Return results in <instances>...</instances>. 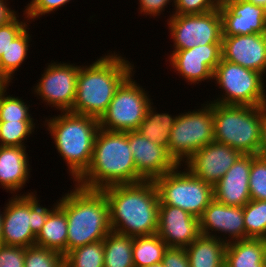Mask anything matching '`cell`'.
<instances>
[{"instance_id": "1", "label": "cell", "mask_w": 266, "mask_h": 267, "mask_svg": "<svg viewBox=\"0 0 266 267\" xmlns=\"http://www.w3.org/2000/svg\"><path fill=\"white\" fill-rule=\"evenodd\" d=\"M113 232L131 237L157 234L159 197L153 180L102 189Z\"/></svg>"}, {"instance_id": "2", "label": "cell", "mask_w": 266, "mask_h": 267, "mask_svg": "<svg viewBox=\"0 0 266 267\" xmlns=\"http://www.w3.org/2000/svg\"><path fill=\"white\" fill-rule=\"evenodd\" d=\"M134 64L120 54L107 53L90 65L80 66L73 113L100 119L120 85L134 73Z\"/></svg>"}, {"instance_id": "3", "label": "cell", "mask_w": 266, "mask_h": 267, "mask_svg": "<svg viewBox=\"0 0 266 267\" xmlns=\"http://www.w3.org/2000/svg\"><path fill=\"white\" fill-rule=\"evenodd\" d=\"M141 181L143 179L137 174L129 147L128 131L99 129L94 141L91 164L75 183L86 189L102 190L113 185Z\"/></svg>"}, {"instance_id": "4", "label": "cell", "mask_w": 266, "mask_h": 267, "mask_svg": "<svg viewBox=\"0 0 266 267\" xmlns=\"http://www.w3.org/2000/svg\"><path fill=\"white\" fill-rule=\"evenodd\" d=\"M64 195L58 206L67 217V253L103 240L112 231L109 203L102 190L86 189L75 183Z\"/></svg>"}, {"instance_id": "5", "label": "cell", "mask_w": 266, "mask_h": 267, "mask_svg": "<svg viewBox=\"0 0 266 267\" xmlns=\"http://www.w3.org/2000/svg\"><path fill=\"white\" fill-rule=\"evenodd\" d=\"M43 122L67 164L73 183L76 182L91 164L95 137L100 129L99 119L67 111L46 117Z\"/></svg>"}, {"instance_id": "6", "label": "cell", "mask_w": 266, "mask_h": 267, "mask_svg": "<svg viewBox=\"0 0 266 267\" xmlns=\"http://www.w3.org/2000/svg\"><path fill=\"white\" fill-rule=\"evenodd\" d=\"M214 141L242 154L259 155L263 106L225 105L212 102Z\"/></svg>"}, {"instance_id": "7", "label": "cell", "mask_w": 266, "mask_h": 267, "mask_svg": "<svg viewBox=\"0 0 266 267\" xmlns=\"http://www.w3.org/2000/svg\"><path fill=\"white\" fill-rule=\"evenodd\" d=\"M37 194L28 192L16 194L8 199L3 207L2 245L31 247L45 224L49 213L58 205V200L51 208L40 205Z\"/></svg>"}, {"instance_id": "8", "label": "cell", "mask_w": 266, "mask_h": 267, "mask_svg": "<svg viewBox=\"0 0 266 267\" xmlns=\"http://www.w3.org/2000/svg\"><path fill=\"white\" fill-rule=\"evenodd\" d=\"M180 169L181 165H177L172 171L153 180L159 203L181 208L200 218L214 199L213 186L195 177L187 168L184 171Z\"/></svg>"}, {"instance_id": "9", "label": "cell", "mask_w": 266, "mask_h": 267, "mask_svg": "<svg viewBox=\"0 0 266 267\" xmlns=\"http://www.w3.org/2000/svg\"><path fill=\"white\" fill-rule=\"evenodd\" d=\"M264 75L223 60L216 66L213 80L223 94L215 102L225 105L266 106Z\"/></svg>"}, {"instance_id": "10", "label": "cell", "mask_w": 266, "mask_h": 267, "mask_svg": "<svg viewBox=\"0 0 266 267\" xmlns=\"http://www.w3.org/2000/svg\"><path fill=\"white\" fill-rule=\"evenodd\" d=\"M205 103L199 109L178 114L170 132L167 151L178 165L214 141L212 102Z\"/></svg>"}, {"instance_id": "11", "label": "cell", "mask_w": 266, "mask_h": 267, "mask_svg": "<svg viewBox=\"0 0 266 267\" xmlns=\"http://www.w3.org/2000/svg\"><path fill=\"white\" fill-rule=\"evenodd\" d=\"M132 73L117 89L107 108L99 119L100 129L127 132L137 130L152 103L151 96L136 80Z\"/></svg>"}, {"instance_id": "12", "label": "cell", "mask_w": 266, "mask_h": 267, "mask_svg": "<svg viewBox=\"0 0 266 267\" xmlns=\"http://www.w3.org/2000/svg\"><path fill=\"white\" fill-rule=\"evenodd\" d=\"M167 19L174 50L221 44L222 17L218 9L203 14H170Z\"/></svg>"}, {"instance_id": "13", "label": "cell", "mask_w": 266, "mask_h": 267, "mask_svg": "<svg viewBox=\"0 0 266 267\" xmlns=\"http://www.w3.org/2000/svg\"><path fill=\"white\" fill-rule=\"evenodd\" d=\"M74 63L60 61L49 63L38 83L33 94H37L49 107H55L60 112L71 111L76 95L77 76L79 66Z\"/></svg>"}, {"instance_id": "14", "label": "cell", "mask_w": 266, "mask_h": 267, "mask_svg": "<svg viewBox=\"0 0 266 267\" xmlns=\"http://www.w3.org/2000/svg\"><path fill=\"white\" fill-rule=\"evenodd\" d=\"M171 52L168 56L171 68L191 85L213 80V73L222 58L221 44L199 45Z\"/></svg>"}, {"instance_id": "15", "label": "cell", "mask_w": 266, "mask_h": 267, "mask_svg": "<svg viewBox=\"0 0 266 267\" xmlns=\"http://www.w3.org/2000/svg\"><path fill=\"white\" fill-rule=\"evenodd\" d=\"M242 153L223 143L212 141L195 152L186 162L195 177L214 186L235 163Z\"/></svg>"}, {"instance_id": "16", "label": "cell", "mask_w": 266, "mask_h": 267, "mask_svg": "<svg viewBox=\"0 0 266 267\" xmlns=\"http://www.w3.org/2000/svg\"><path fill=\"white\" fill-rule=\"evenodd\" d=\"M243 220V207L228 206L213 199L199 218L200 232L202 235L218 238L226 244L242 240L245 239ZM217 232L221 235L217 236Z\"/></svg>"}, {"instance_id": "17", "label": "cell", "mask_w": 266, "mask_h": 267, "mask_svg": "<svg viewBox=\"0 0 266 267\" xmlns=\"http://www.w3.org/2000/svg\"><path fill=\"white\" fill-rule=\"evenodd\" d=\"M223 36L266 33V9L245 0H221Z\"/></svg>"}, {"instance_id": "18", "label": "cell", "mask_w": 266, "mask_h": 267, "mask_svg": "<svg viewBox=\"0 0 266 267\" xmlns=\"http://www.w3.org/2000/svg\"><path fill=\"white\" fill-rule=\"evenodd\" d=\"M128 141L137 174L143 180H154L178 165L164 146L151 142L137 130L128 131Z\"/></svg>"}, {"instance_id": "19", "label": "cell", "mask_w": 266, "mask_h": 267, "mask_svg": "<svg viewBox=\"0 0 266 267\" xmlns=\"http://www.w3.org/2000/svg\"><path fill=\"white\" fill-rule=\"evenodd\" d=\"M157 234L167 247L186 248L201 235L199 218L181 208L160 205Z\"/></svg>"}, {"instance_id": "20", "label": "cell", "mask_w": 266, "mask_h": 267, "mask_svg": "<svg viewBox=\"0 0 266 267\" xmlns=\"http://www.w3.org/2000/svg\"><path fill=\"white\" fill-rule=\"evenodd\" d=\"M222 59L266 75V33L223 36Z\"/></svg>"}, {"instance_id": "21", "label": "cell", "mask_w": 266, "mask_h": 267, "mask_svg": "<svg viewBox=\"0 0 266 267\" xmlns=\"http://www.w3.org/2000/svg\"><path fill=\"white\" fill-rule=\"evenodd\" d=\"M252 155L242 154L213 186L214 199L228 206L243 207L250 201L249 175Z\"/></svg>"}, {"instance_id": "22", "label": "cell", "mask_w": 266, "mask_h": 267, "mask_svg": "<svg viewBox=\"0 0 266 267\" xmlns=\"http://www.w3.org/2000/svg\"><path fill=\"white\" fill-rule=\"evenodd\" d=\"M26 147L0 146V187L13 193L24 188L31 170ZM15 193V194H14Z\"/></svg>"}, {"instance_id": "23", "label": "cell", "mask_w": 266, "mask_h": 267, "mask_svg": "<svg viewBox=\"0 0 266 267\" xmlns=\"http://www.w3.org/2000/svg\"><path fill=\"white\" fill-rule=\"evenodd\" d=\"M226 243L212 236L200 235L185 248L190 267H224Z\"/></svg>"}, {"instance_id": "24", "label": "cell", "mask_w": 266, "mask_h": 267, "mask_svg": "<svg viewBox=\"0 0 266 267\" xmlns=\"http://www.w3.org/2000/svg\"><path fill=\"white\" fill-rule=\"evenodd\" d=\"M265 239L247 238L227 243L224 267H264Z\"/></svg>"}, {"instance_id": "25", "label": "cell", "mask_w": 266, "mask_h": 267, "mask_svg": "<svg viewBox=\"0 0 266 267\" xmlns=\"http://www.w3.org/2000/svg\"><path fill=\"white\" fill-rule=\"evenodd\" d=\"M67 217L57 205L48 215L35 239V245L67 254Z\"/></svg>"}, {"instance_id": "26", "label": "cell", "mask_w": 266, "mask_h": 267, "mask_svg": "<svg viewBox=\"0 0 266 267\" xmlns=\"http://www.w3.org/2000/svg\"><path fill=\"white\" fill-rule=\"evenodd\" d=\"M152 105L153 103L147 108L145 118L137 131L151 142L164 146L168 150L170 132L178 115L172 117L169 113H158Z\"/></svg>"}, {"instance_id": "27", "label": "cell", "mask_w": 266, "mask_h": 267, "mask_svg": "<svg viewBox=\"0 0 266 267\" xmlns=\"http://www.w3.org/2000/svg\"><path fill=\"white\" fill-rule=\"evenodd\" d=\"M103 241L104 267H134L133 237L111 231Z\"/></svg>"}, {"instance_id": "28", "label": "cell", "mask_w": 266, "mask_h": 267, "mask_svg": "<svg viewBox=\"0 0 266 267\" xmlns=\"http://www.w3.org/2000/svg\"><path fill=\"white\" fill-rule=\"evenodd\" d=\"M167 248L158 234L133 237L134 267H145L162 262Z\"/></svg>"}, {"instance_id": "29", "label": "cell", "mask_w": 266, "mask_h": 267, "mask_svg": "<svg viewBox=\"0 0 266 267\" xmlns=\"http://www.w3.org/2000/svg\"><path fill=\"white\" fill-rule=\"evenodd\" d=\"M28 29V30H27ZM31 36L27 27L20 35H18L9 45L6 52L0 58V73L12 82L13 76L18 68L23 65L27 59L28 50L30 48Z\"/></svg>"}, {"instance_id": "30", "label": "cell", "mask_w": 266, "mask_h": 267, "mask_svg": "<svg viewBox=\"0 0 266 267\" xmlns=\"http://www.w3.org/2000/svg\"><path fill=\"white\" fill-rule=\"evenodd\" d=\"M65 267H104V241L75 248L64 256Z\"/></svg>"}, {"instance_id": "31", "label": "cell", "mask_w": 266, "mask_h": 267, "mask_svg": "<svg viewBox=\"0 0 266 267\" xmlns=\"http://www.w3.org/2000/svg\"><path fill=\"white\" fill-rule=\"evenodd\" d=\"M245 239L266 240V200H250L243 206Z\"/></svg>"}, {"instance_id": "32", "label": "cell", "mask_w": 266, "mask_h": 267, "mask_svg": "<svg viewBox=\"0 0 266 267\" xmlns=\"http://www.w3.org/2000/svg\"><path fill=\"white\" fill-rule=\"evenodd\" d=\"M35 126L34 121L0 122V146L25 147L24 141L34 133Z\"/></svg>"}, {"instance_id": "33", "label": "cell", "mask_w": 266, "mask_h": 267, "mask_svg": "<svg viewBox=\"0 0 266 267\" xmlns=\"http://www.w3.org/2000/svg\"><path fill=\"white\" fill-rule=\"evenodd\" d=\"M6 91L7 89L0 94V122L34 121L29 114L30 105L22 98L7 95Z\"/></svg>"}, {"instance_id": "34", "label": "cell", "mask_w": 266, "mask_h": 267, "mask_svg": "<svg viewBox=\"0 0 266 267\" xmlns=\"http://www.w3.org/2000/svg\"><path fill=\"white\" fill-rule=\"evenodd\" d=\"M24 267H65L64 255L36 245L26 247Z\"/></svg>"}, {"instance_id": "35", "label": "cell", "mask_w": 266, "mask_h": 267, "mask_svg": "<svg viewBox=\"0 0 266 267\" xmlns=\"http://www.w3.org/2000/svg\"><path fill=\"white\" fill-rule=\"evenodd\" d=\"M250 200H266V157L252 155L249 175Z\"/></svg>"}, {"instance_id": "36", "label": "cell", "mask_w": 266, "mask_h": 267, "mask_svg": "<svg viewBox=\"0 0 266 267\" xmlns=\"http://www.w3.org/2000/svg\"><path fill=\"white\" fill-rule=\"evenodd\" d=\"M221 0H175L172 14H203L218 9Z\"/></svg>"}, {"instance_id": "37", "label": "cell", "mask_w": 266, "mask_h": 267, "mask_svg": "<svg viewBox=\"0 0 266 267\" xmlns=\"http://www.w3.org/2000/svg\"><path fill=\"white\" fill-rule=\"evenodd\" d=\"M24 20L20 21L17 15L13 20H11L6 25L0 26V58L4 52H6L10 43L20 35L28 26L30 22L26 14L24 15ZM27 20H26V19ZM26 20V21H25ZM28 22V23H27Z\"/></svg>"}, {"instance_id": "38", "label": "cell", "mask_w": 266, "mask_h": 267, "mask_svg": "<svg viewBox=\"0 0 266 267\" xmlns=\"http://www.w3.org/2000/svg\"><path fill=\"white\" fill-rule=\"evenodd\" d=\"M71 0H31L30 3L25 6L23 15L26 14L29 21H33L46 13H52L59 10V7L65 6L66 3Z\"/></svg>"}, {"instance_id": "39", "label": "cell", "mask_w": 266, "mask_h": 267, "mask_svg": "<svg viewBox=\"0 0 266 267\" xmlns=\"http://www.w3.org/2000/svg\"><path fill=\"white\" fill-rule=\"evenodd\" d=\"M25 248L0 245V267H24Z\"/></svg>"}, {"instance_id": "40", "label": "cell", "mask_w": 266, "mask_h": 267, "mask_svg": "<svg viewBox=\"0 0 266 267\" xmlns=\"http://www.w3.org/2000/svg\"><path fill=\"white\" fill-rule=\"evenodd\" d=\"M164 267H190L185 248L168 247L163 255Z\"/></svg>"}, {"instance_id": "41", "label": "cell", "mask_w": 266, "mask_h": 267, "mask_svg": "<svg viewBox=\"0 0 266 267\" xmlns=\"http://www.w3.org/2000/svg\"><path fill=\"white\" fill-rule=\"evenodd\" d=\"M139 1V12L143 15H149L150 17H157L163 13L168 4L172 2L175 4V0H138Z\"/></svg>"}, {"instance_id": "42", "label": "cell", "mask_w": 266, "mask_h": 267, "mask_svg": "<svg viewBox=\"0 0 266 267\" xmlns=\"http://www.w3.org/2000/svg\"><path fill=\"white\" fill-rule=\"evenodd\" d=\"M8 0H0V26L6 25L13 20L18 14L10 8Z\"/></svg>"}, {"instance_id": "43", "label": "cell", "mask_w": 266, "mask_h": 267, "mask_svg": "<svg viewBox=\"0 0 266 267\" xmlns=\"http://www.w3.org/2000/svg\"><path fill=\"white\" fill-rule=\"evenodd\" d=\"M259 155L266 157V106H263Z\"/></svg>"}, {"instance_id": "44", "label": "cell", "mask_w": 266, "mask_h": 267, "mask_svg": "<svg viewBox=\"0 0 266 267\" xmlns=\"http://www.w3.org/2000/svg\"><path fill=\"white\" fill-rule=\"evenodd\" d=\"M10 83L7 79L0 73V94L9 87Z\"/></svg>"}, {"instance_id": "45", "label": "cell", "mask_w": 266, "mask_h": 267, "mask_svg": "<svg viewBox=\"0 0 266 267\" xmlns=\"http://www.w3.org/2000/svg\"><path fill=\"white\" fill-rule=\"evenodd\" d=\"M257 6H262L266 9V0H245Z\"/></svg>"}, {"instance_id": "46", "label": "cell", "mask_w": 266, "mask_h": 267, "mask_svg": "<svg viewBox=\"0 0 266 267\" xmlns=\"http://www.w3.org/2000/svg\"><path fill=\"white\" fill-rule=\"evenodd\" d=\"M2 219H3V211L0 210V245H2Z\"/></svg>"}, {"instance_id": "47", "label": "cell", "mask_w": 266, "mask_h": 267, "mask_svg": "<svg viewBox=\"0 0 266 267\" xmlns=\"http://www.w3.org/2000/svg\"><path fill=\"white\" fill-rule=\"evenodd\" d=\"M263 266L266 267V245H265V250L263 254Z\"/></svg>"}, {"instance_id": "48", "label": "cell", "mask_w": 266, "mask_h": 267, "mask_svg": "<svg viewBox=\"0 0 266 267\" xmlns=\"http://www.w3.org/2000/svg\"><path fill=\"white\" fill-rule=\"evenodd\" d=\"M145 267H164V266H163V263L160 262V263H156V264H153V265H150V266H145Z\"/></svg>"}]
</instances>
